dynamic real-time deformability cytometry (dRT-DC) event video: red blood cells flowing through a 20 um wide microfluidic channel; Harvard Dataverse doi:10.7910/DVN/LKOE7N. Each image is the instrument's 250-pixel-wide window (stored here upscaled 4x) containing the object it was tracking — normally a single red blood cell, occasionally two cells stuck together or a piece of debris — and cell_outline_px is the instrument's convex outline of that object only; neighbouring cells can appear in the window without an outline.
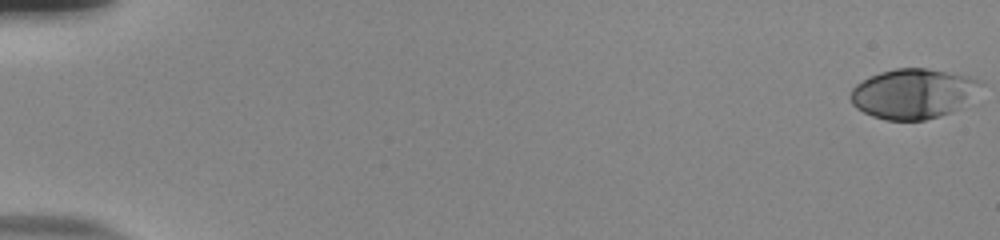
{"species": "human", "species_latin": "Homo sapiens", "temperature_condition": "room temperature", "stored_images_in_passage": 55, "camera_frame_rate_fps": 3000, "um_per_image_px": 0.085, "donor": {"sex": "male"}, "frame": {"image": 1, "passage_image": 1, "time_ms": 0.0, "image_size_px": [1000, 240], "cell_outline_px": [[984, 84], [960, 108], [924, 120], [888, 120], [872, 116], [856, 108], [852, 104], [852, 88], [856, 84], [868, 76], [880, 72], [896, 68], [924, 68], [972, 76], [984, 80]], "centroid_in_image_um": [77.64, 7.94], "position_along_channel_um": 7.4, "area_um2": 37.74}}
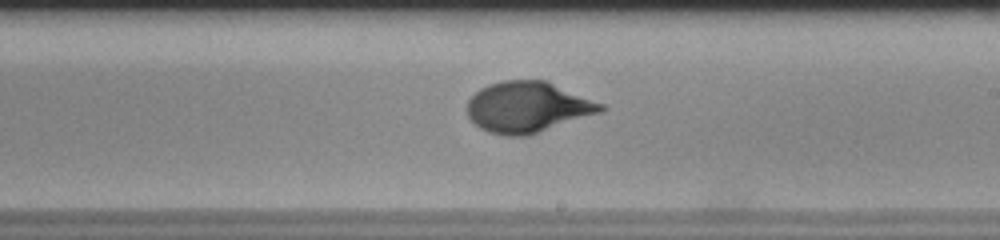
{"frame": {"image": 2, "passage_image": 34, "time_ms": 11.0, "image_size_px": [1000, 240], "cell_outline_px": [[608, 108], [600, 112], [528, 136], [504, 136], [488, 132], [480, 128], [468, 116], [468, 100], [480, 88], [488, 84], [504, 80], [544, 80], [604, 104]], "centroid_in_image_um": [44.84, 9.11], "position_along_channel_um": 244.2, "area_um2": 39.36}}
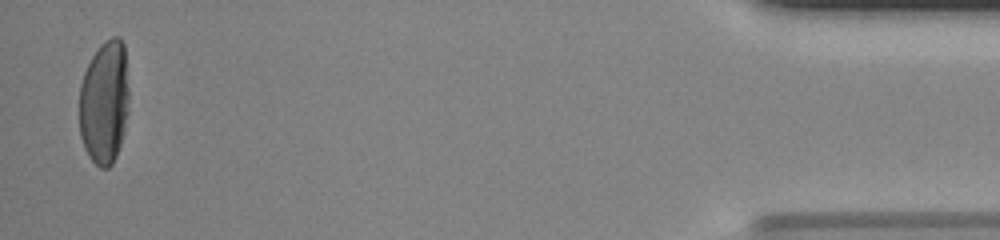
{"frame": {"image": 3, "passage_image": 54, "time_ms": 17.667, "image_size_px": [1000, 240], "cell_outline_px": [[128, 112], [120, 144], [116, 156], [112, 164], [108, 168], [100, 168], [88, 156], [84, 148], [80, 136], [80, 84], [84, 72], [92, 56], [100, 44], [104, 40], [112, 36], [120, 36], [124, 44], [128, 88]], "centroid_in_image_um": [8.87, 8.68], "position_along_channel_um": 426.3, "area_um2": 36.01}, "authors_computed_cell_mechanics": {"area_um2": 37.6278, "velocity_mm_per_s": 3.8611, "shape_relaxation_time_tau1_ms": 3.6412, "shape_relaxation_time_tau2_ms": null, "deformation_change_tau1": 0.198, "deformation_change_tau2": null}}